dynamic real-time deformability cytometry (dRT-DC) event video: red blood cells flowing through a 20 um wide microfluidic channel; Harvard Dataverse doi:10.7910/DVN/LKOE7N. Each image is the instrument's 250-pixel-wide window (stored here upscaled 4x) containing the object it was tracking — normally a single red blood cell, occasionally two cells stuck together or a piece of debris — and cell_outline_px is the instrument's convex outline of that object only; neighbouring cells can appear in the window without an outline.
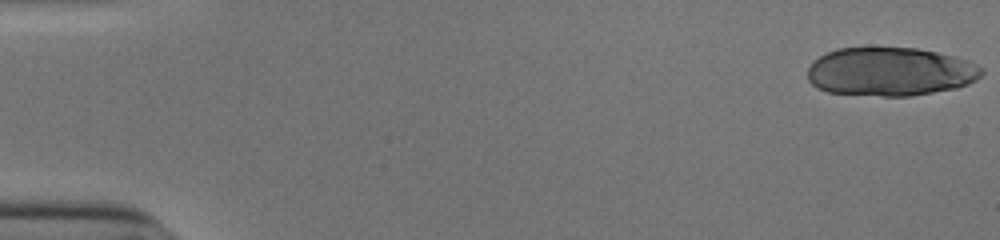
{"species": "human", "species_latin": "Homo sapiens", "temperature_condition": "cold", "stored_images_in_passage": 18, "camera_frame_rate_fps": 3000, "um_per_image_px": 0.085, "donor": {"sex": "male"}, "frame": {"image": 1, "passage_image": 1, "time_ms": 0.0, "image_size_px": [1000, 240], "cell_outline_px": [[984, 72], [976, 80], [968, 84], [956, 88], [912, 96], [880, 96], [828, 92], [816, 88], [808, 80], [808, 68], [820, 56], [836, 48], [916, 48], [936, 52], [968, 60], [984, 68]], "centroid_in_image_um": [75.69, 6.1], "position_along_channel_um": 9.3, "area_um2": 49.3}}
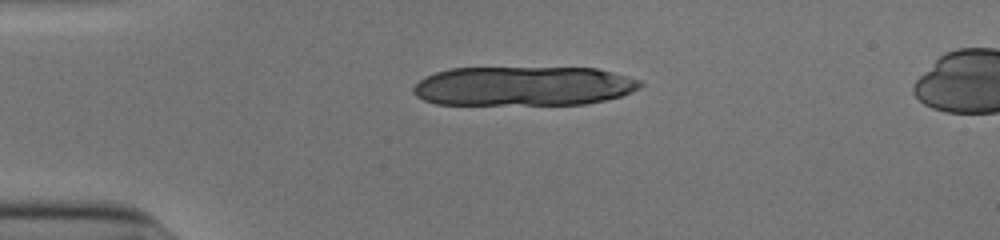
{"frame": {"image": 2, "passage_image": 13, "time_ms": 4.0, "image_size_px": [1000, 240], "cell_outline_px": [[644, 84], [640, 88], [632, 92], [620, 96], [604, 100], [584, 104], [436, 104], [424, 100], [416, 96], [412, 92], [412, 88], [424, 76], [448, 68], [596, 68], [628, 76], [640, 80]], "centroid_in_image_um": [44.48, 7.31], "position_along_channel_um": 40.5, "area_um2": 52.25}}